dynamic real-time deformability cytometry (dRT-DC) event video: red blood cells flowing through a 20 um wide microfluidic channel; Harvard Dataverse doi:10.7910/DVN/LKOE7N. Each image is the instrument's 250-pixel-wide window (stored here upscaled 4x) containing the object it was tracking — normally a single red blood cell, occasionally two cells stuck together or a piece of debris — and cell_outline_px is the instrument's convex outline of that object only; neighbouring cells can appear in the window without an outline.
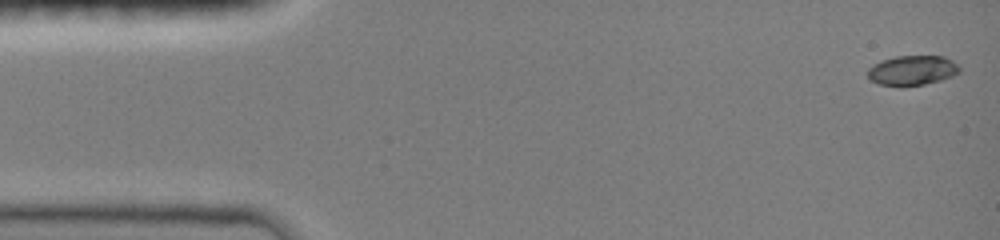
{"species": "common noctule bat (a hibernating species)", "species_latin": "Nyctalus noctula", "temperature_condition": "room temperature", "stored_images_in_passage": 47, "camera_frame_rate_fps": 3000, "um_per_image_px": 0.085, "animal": {"sex": "female", "body_mass_g": 19.0, "forearm_length_mm": 51.5}, "frame": {"image": 1, "passage_image": 1, "time_ms": 0.0, "image_size_px": [1000, 240], "cell_outline_px": [[960, 72], [952, 76], [940, 80], [924, 84], [880, 84], [872, 80], [868, 76], [868, 68], [872, 64], [896, 56], [944, 56], [952, 60], [960, 68]], "centroid_in_image_um": [77.57, 5.95], "position_along_channel_um": 7.4, "area_um2": 15.43}}
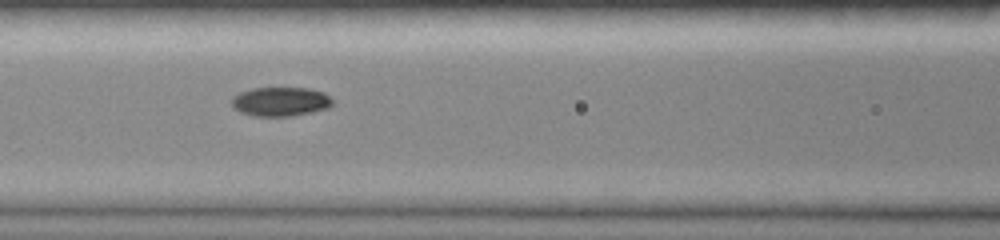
{"frame": {"image": 2, "passage_image": 20, "time_ms": 6.333, "image_size_px": [1000, 240], "cell_outline_px": [[332, 104], [328, 108], [312, 112], [292, 116], [252, 116], [240, 112], [232, 108], [232, 96], [240, 92], [252, 88], [308, 88], [324, 92], [332, 100]], "centroid_in_image_um": [23.81, 8.64], "position_along_channel_um": 142.8, "area_um2": 17.22}}
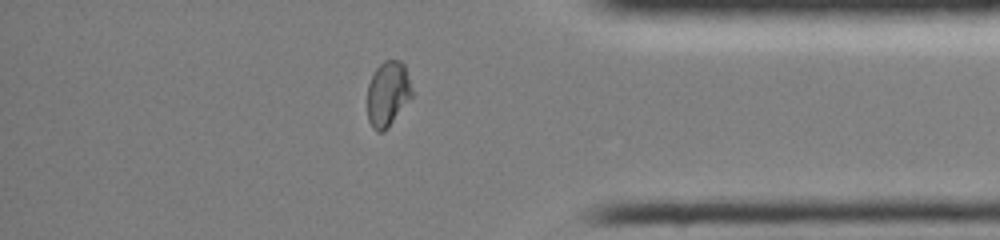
{"frame": {"image": 3, "passage_image": 40, "time_ms": 13.0, "image_size_px": [1000, 240], "cell_outline_px": [[412, 96], [388, 128], [384, 132], [376, 132], [372, 128], [368, 120], [368, 84], [376, 68], [384, 60], [400, 60], [404, 64], [412, 92]], "centroid_in_image_um": [32.94, 7.99], "position_along_channel_um": 402.3, "area_um2": 16.82}, "authors_computed_cell_mechanics": {"area_um2": 17.1088, "velocity_mm_per_s": 4.0293, "shape_relaxation_time_tau1_ms": 3.476, "shape_relaxation_time_tau2_ms": 2.4935, "deformation_change_tau1": 0.1814, "deformation_change_tau2": 0.0192}}